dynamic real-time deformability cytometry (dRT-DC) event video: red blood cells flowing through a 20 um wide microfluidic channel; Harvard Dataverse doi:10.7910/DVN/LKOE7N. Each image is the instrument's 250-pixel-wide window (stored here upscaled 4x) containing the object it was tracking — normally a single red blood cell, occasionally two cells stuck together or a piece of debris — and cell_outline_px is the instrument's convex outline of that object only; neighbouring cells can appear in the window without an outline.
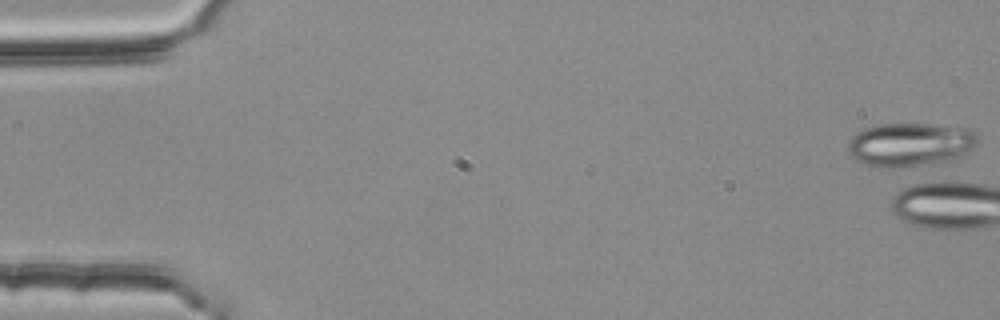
{"species": "common noctule bat (a hibernating species)", "species_latin": "Nyctalus noctula", "temperature_condition": "room temperature", "stored_images_in_passage": 1, "camera_frame_rate_fps": 3000, "um_per_image_px": 0.085, "animal": {"sex": "female", "body_mass_g": 25.1}, "frame": {"image": 1, "passage_image": 1, "time_ms": 0.0, "image_size_px": [1000, 320], "cell_outline_px": [[976, 144], [964, 152], [948, 160], [932, 164], [868, 164], [856, 160], [848, 152], [848, 140], [856, 132], [880, 124], [928, 124], [972, 132], [976, 136]], "centroid_in_image_um": [77.26, 12.25], "position_along_channel_um": 7.7, "area_um2": 30.87}}